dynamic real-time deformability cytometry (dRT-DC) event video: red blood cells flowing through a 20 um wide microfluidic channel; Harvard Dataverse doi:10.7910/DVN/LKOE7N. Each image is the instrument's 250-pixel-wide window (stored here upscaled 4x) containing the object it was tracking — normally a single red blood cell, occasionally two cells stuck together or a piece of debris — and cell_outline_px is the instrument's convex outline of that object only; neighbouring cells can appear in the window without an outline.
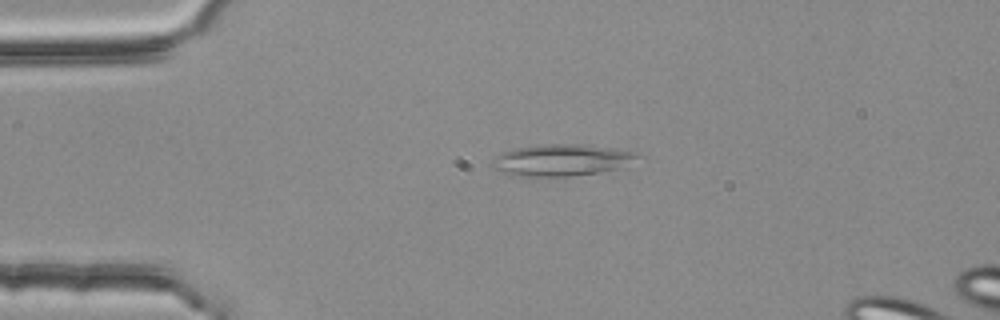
{"species": "common noctule bat (a hibernating species)", "species_latin": "Nyctalus noctula", "temperature_condition": "room temperature", "stored_images_in_passage": 4, "camera_frame_rate_fps": 3000, "um_per_image_px": 0.085, "animal": {"sex": "female", "body_mass_g": 25.1}, "frame": {"image": 1, "passage_image": 3, "time_ms": 0.667, "image_size_px": [1000, 320], "cell_outline_px": [[644, 156], [624, 168], [600, 172], [568, 176], [512, 176], [492, 168], [492, 160], [500, 152], [516, 148], [540, 144], [580, 144], [608, 148], [632, 152]], "centroid_in_image_um": [47.73, 13.61], "position_along_channel_um": 37.3, "area_um2": 26.99}}